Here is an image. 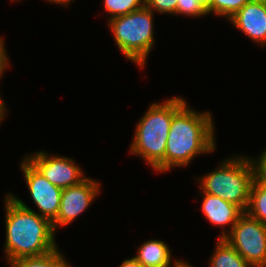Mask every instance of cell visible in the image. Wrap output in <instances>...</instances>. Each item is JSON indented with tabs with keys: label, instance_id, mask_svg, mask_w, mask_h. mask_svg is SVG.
Returning <instances> with one entry per match:
<instances>
[{
	"label": "cell",
	"instance_id": "30bf717a",
	"mask_svg": "<svg viewBox=\"0 0 266 267\" xmlns=\"http://www.w3.org/2000/svg\"><path fill=\"white\" fill-rule=\"evenodd\" d=\"M229 21L253 42L266 45V4L260 0H250Z\"/></svg>",
	"mask_w": 266,
	"mask_h": 267
},
{
	"label": "cell",
	"instance_id": "d6986e66",
	"mask_svg": "<svg viewBox=\"0 0 266 267\" xmlns=\"http://www.w3.org/2000/svg\"><path fill=\"white\" fill-rule=\"evenodd\" d=\"M178 0H144V6L153 13L175 14Z\"/></svg>",
	"mask_w": 266,
	"mask_h": 267
},
{
	"label": "cell",
	"instance_id": "277c9868",
	"mask_svg": "<svg viewBox=\"0 0 266 267\" xmlns=\"http://www.w3.org/2000/svg\"><path fill=\"white\" fill-rule=\"evenodd\" d=\"M205 176L198 177L200 190L239 206L244 212L249 203L255 169L251 158L235 156Z\"/></svg>",
	"mask_w": 266,
	"mask_h": 267
},
{
	"label": "cell",
	"instance_id": "52a82bcc",
	"mask_svg": "<svg viewBox=\"0 0 266 267\" xmlns=\"http://www.w3.org/2000/svg\"><path fill=\"white\" fill-rule=\"evenodd\" d=\"M20 168L39 215L52 223L60 210L63 189L50 183L26 157L20 163Z\"/></svg>",
	"mask_w": 266,
	"mask_h": 267
},
{
	"label": "cell",
	"instance_id": "3957f363",
	"mask_svg": "<svg viewBox=\"0 0 266 267\" xmlns=\"http://www.w3.org/2000/svg\"><path fill=\"white\" fill-rule=\"evenodd\" d=\"M181 97L154 102L137 122L130 153L143 158L154 169L165 157L173 116L186 104Z\"/></svg>",
	"mask_w": 266,
	"mask_h": 267
},
{
	"label": "cell",
	"instance_id": "44dd1931",
	"mask_svg": "<svg viewBox=\"0 0 266 267\" xmlns=\"http://www.w3.org/2000/svg\"><path fill=\"white\" fill-rule=\"evenodd\" d=\"M4 46V39L0 37V78H2L5 70L10 66L9 57H7L8 55Z\"/></svg>",
	"mask_w": 266,
	"mask_h": 267
},
{
	"label": "cell",
	"instance_id": "9c48e42d",
	"mask_svg": "<svg viewBox=\"0 0 266 267\" xmlns=\"http://www.w3.org/2000/svg\"><path fill=\"white\" fill-rule=\"evenodd\" d=\"M99 186L100 183L86 177L79 184L62 190L60 210L52 222L55 232L59 226L71 224L95 201L101 190Z\"/></svg>",
	"mask_w": 266,
	"mask_h": 267
},
{
	"label": "cell",
	"instance_id": "9a60e30c",
	"mask_svg": "<svg viewBox=\"0 0 266 267\" xmlns=\"http://www.w3.org/2000/svg\"><path fill=\"white\" fill-rule=\"evenodd\" d=\"M249 216L266 224V183L254 179L245 211Z\"/></svg>",
	"mask_w": 266,
	"mask_h": 267
},
{
	"label": "cell",
	"instance_id": "ba28073f",
	"mask_svg": "<svg viewBox=\"0 0 266 267\" xmlns=\"http://www.w3.org/2000/svg\"><path fill=\"white\" fill-rule=\"evenodd\" d=\"M24 156L50 183L61 189L79 184L87 177L73 159L65 156H51L45 151Z\"/></svg>",
	"mask_w": 266,
	"mask_h": 267
},
{
	"label": "cell",
	"instance_id": "8fae6325",
	"mask_svg": "<svg viewBox=\"0 0 266 267\" xmlns=\"http://www.w3.org/2000/svg\"><path fill=\"white\" fill-rule=\"evenodd\" d=\"M200 194L203 195L202 198L204 197L201 206L205 218L213 225L223 227V232L220 234L219 238H225L231 232L233 226L244 211L239 206L225 201L219 196L204 192ZM225 225H230L228 228L230 230L226 231L224 229Z\"/></svg>",
	"mask_w": 266,
	"mask_h": 267
},
{
	"label": "cell",
	"instance_id": "5b68a950",
	"mask_svg": "<svg viewBox=\"0 0 266 267\" xmlns=\"http://www.w3.org/2000/svg\"><path fill=\"white\" fill-rule=\"evenodd\" d=\"M153 17L154 13L143 6L139 10L108 20L117 47L141 69L155 45Z\"/></svg>",
	"mask_w": 266,
	"mask_h": 267
},
{
	"label": "cell",
	"instance_id": "ffe728a7",
	"mask_svg": "<svg viewBox=\"0 0 266 267\" xmlns=\"http://www.w3.org/2000/svg\"><path fill=\"white\" fill-rule=\"evenodd\" d=\"M251 160L255 169V179L266 183V149L260 154L259 159L251 157Z\"/></svg>",
	"mask_w": 266,
	"mask_h": 267
},
{
	"label": "cell",
	"instance_id": "7a4b0ae2",
	"mask_svg": "<svg viewBox=\"0 0 266 267\" xmlns=\"http://www.w3.org/2000/svg\"><path fill=\"white\" fill-rule=\"evenodd\" d=\"M186 103L172 119L164 159L153 169L167 172L174 167H186L200 154L216 148L215 128L210 112H196Z\"/></svg>",
	"mask_w": 266,
	"mask_h": 267
},
{
	"label": "cell",
	"instance_id": "e0dca14e",
	"mask_svg": "<svg viewBox=\"0 0 266 267\" xmlns=\"http://www.w3.org/2000/svg\"><path fill=\"white\" fill-rule=\"evenodd\" d=\"M250 0H212L208 14L211 12L214 15L225 16L226 19H231L242 7Z\"/></svg>",
	"mask_w": 266,
	"mask_h": 267
},
{
	"label": "cell",
	"instance_id": "7c38bea8",
	"mask_svg": "<svg viewBox=\"0 0 266 267\" xmlns=\"http://www.w3.org/2000/svg\"><path fill=\"white\" fill-rule=\"evenodd\" d=\"M133 256L143 267H171V249L162 240H149L143 243Z\"/></svg>",
	"mask_w": 266,
	"mask_h": 267
},
{
	"label": "cell",
	"instance_id": "6da1fadb",
	"mask_svg": "<svg viewBox=\"0 0 266 267\" xmlns=\"http://www.w3.org/2000/svg\"><path fill=\"white\" fill-rule=\"evenodd\" d=\"M5 195L7 261L47 254L57 249L52 223L14 194Z\"/></svg>",
	"mask_w": 266,
	"mask_h": 267
},
{
	"label": "cell",
	"instance_id": "603a6c76",
	"mask_svg": "<svg viewBox=\"0 0 266 267\" xmlns=\"http://www.w3.org/2000/svg\"><path fill=\"white\" fill-rule=\"evenodd\" d=\"M6 112H7V108L4 105V101L2 100V98L0 96V123L4 120V118H5L4 116H6L5 115Z\"/></svg>",
	"mask_w": 266,
	"mask_h": 267
},
{
	"label": "cell",
	"instance_id": "484cf974",
	"mask_svg": "<svg viewBox=\"0 0 266 267\" xmlns=\"http://www.w3.org/2000/svg\"><path fill=\"white\" fill-rule=\"evenodd\" d=\"M201 4H202V6L206 9V10H208L209 8H210V6H211V2H212V0H198Z\"/></svg>",
	"mask_w": 266,
	"mask_h": 267
},
{
	"label": "cell",
	"instance_id": "2e32d148",
	"mask_svg": "<svg viewBox=\"0 0 266 267\" xmlns=\"http://www.w3.org/2000/svg\"><path fill=\"white\" fill-rule=\"evenodd\" d=\"M103 2L104 10L108 12V20L139 10L144 6V0H104Z\"/></svg>",
	"mask_w": 266,
	"mask_h": 267
},
{
	"label": "cell",
	"instance_id": "4316f807",
	"mask_svg": "<svg viewBox=\"0 0 266 267\" xmlns=\"http://www.w3.org/2000/svg\"><path fill=\"white\" fill-rule=\"evenodd\" d=\"M261 2H263L264 4H266V0H260Z\"/></svg>",
	"mask_w": 266,
	"mask_h": 267
},
{
	"label": "cell",
	"instance_id": "cb8c5ba5",
	"mask_svg": "<svg viewBox=\"0 0 266 267\" xmlns=\"http://www.w3.org/2000/svg\"><path fill=\"white\" fill-rule=\"evenodd\" d=\"M172 267H193L192 265L188 264L187 262L183 260H174V263H172Z\"/></svg>",
	"mask_w": 266,
	"mask_h": 267
},
{
	"label": "cell",
	"instance_id": "ac0fdd59",
	"mask_svg": "<svg viewBox=\"0 0 266 267\" xmlns=\"http://www.w3.org/2000/svg\"><path fill=\"white\" fill-rule=\"evenodd\" d=\"M175 14L201 17L208 15V12L198 0H178Z\"/></svg>",
	"mask_w": 266,
	"mask_h": 267
},
{
	"label": "cell",
	"instance_id": "d4e9b609",
	"mask_svg": "<svg viewBox=\"0 0 266 267\" xmlns=\"http://www.w3.org/2000/svg\"><path fill=\"white\" fill-rule=\"evenodd\" d=\"M45 1H48L53 4L55 3L58 5H64L68 7L69 3H71V1H74V0H45Z\"/></svg>",
	"mask_w": 266,
	"mask_h": 267
},
{
	"label": "cell",
	"instance_id": "7402d4cb",
	"mask_svg": "<svg viewBox=\"0 0 266 267\" xmlns=\"http://www.w3.org/2000/svg\"><path fill=\"white\" fill-rule=\"evenodd\" d=\"M119 267H143L141 266L138 261L132 257L130 259H125Z\"/></svg>",
	"mask_w": 266,
	"mask_h": 267
},
{
	"label": "cell",
	"instance_id": "5bb4252c",
	"mask_svg": "<svg viewBox=\"0 0 266 267\" xmlns=\"http://www.w3.org/2000/svg\"><path fill=\"white\" fill-rule=\"evenodd\" d=\"M8 263L10 267H71L58 248L41 256L22 257Z\"/></svg>",
	"mask_w": 266,
	"mask_h": 267
},
{
	"label": "cell",
	"instance_id": "4fadbf2b",
	"mask_svg": "<svg viewBox=\"0 0 266 267\" xmlns=\"http://www.w3.org/2000/svg\"><path fill=\"white\" fill-rule=\"evenodd\" d=\"M218 239L209 267H252L224 238Z\"/></svg>",
	"mask_w": 266,
	"mask_h": 267
},
{
	"label": "cell",
	"instance_id": "8992f818",
	"mask_svg": "<svg viewBox=\"0 0 266 267\" xmlns=\"http://www.w3.org/2000/svg\"><path fill=\"white\" fill-rule=\"evenodd\" d=\"M224 239L252 267H266V224L244 212Z\"/></svg>",
	"mask_w": 266,
	"mask_h": 267
}]
</instances>
